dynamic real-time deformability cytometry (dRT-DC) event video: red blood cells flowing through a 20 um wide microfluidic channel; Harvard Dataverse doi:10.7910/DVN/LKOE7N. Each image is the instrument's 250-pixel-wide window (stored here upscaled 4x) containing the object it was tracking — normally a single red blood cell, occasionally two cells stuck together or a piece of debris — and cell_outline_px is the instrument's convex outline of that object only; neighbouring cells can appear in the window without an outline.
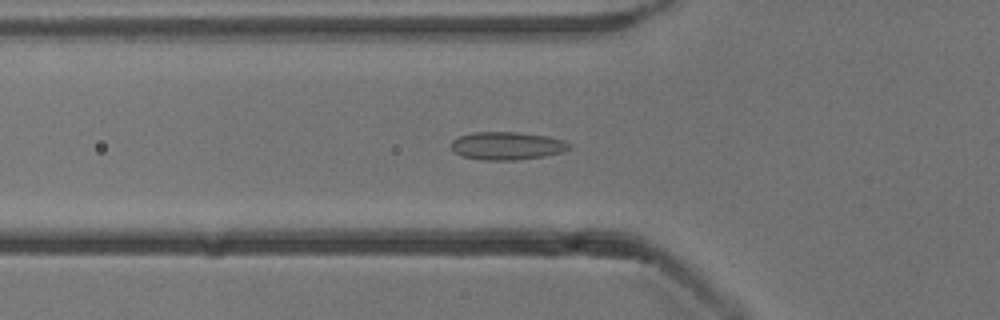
{"species": "common noctule bat (a hibernating species)", "species_latin": "Nyctalus noctula", "temperature_condition": "cold", "stored_images_in_passage": 53, "camera_frame_rate_fps": 3000, "um_per_image_px": 0.085, "animal": {"sex": "male", "body_mass_g": 13.3}, "frame": {"image": 1, "passage_image": 18, "time_ms": 5.667, "image_size_px": [1000, 320], "cell_outline_px": [[572, 148], [564, 152], [544, 156], [516, 160], [480, 160], [460, 156], [452, 148], [452, 140], [460, 136], [472, 132], [516, 132], [544, 136], [564, 140], [572, 144]], "centroid_in_image_um": [43.12, 12.4], "position_along_channel_um": 82.7, "area_um2": 19.31}}
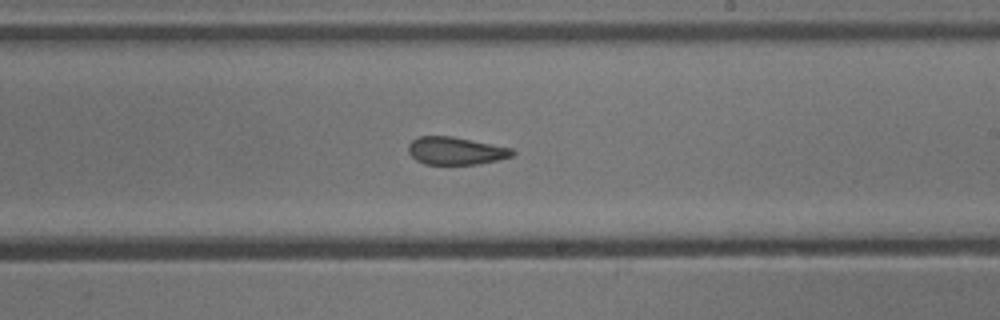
{"frame": {"image": 2, "passage_image": 31, "time_ms": 10.0, "image_size_px": [1000, 320], "cell_outline_px": [[516, 152], [512, 156], [500, 160], [476, 164], [424, 164], [416, 160], [408, 152], [408, 144], [412, 140], [420, 136], [452, 136], [512, 148]], "centroid_in_image_um": [38.74, 12.82], "position_along_channel_um": 250.3, "area_um2": 16.82}}
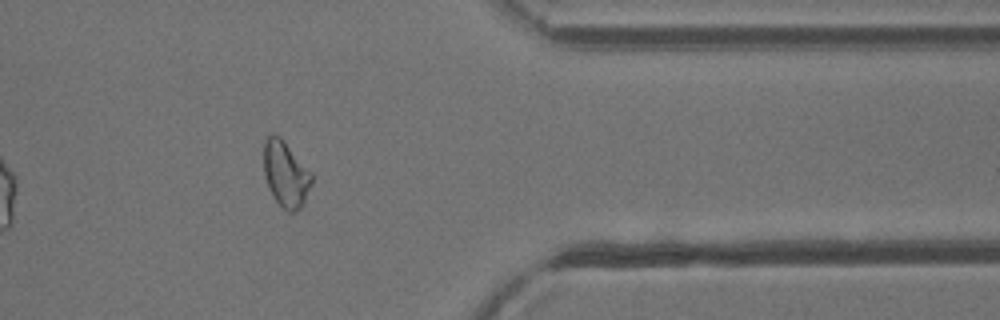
{"frame": {"image": 3, "passage_image": 43, "time_ms": 14.0, "image_size_px": [1000, 320], "cell_outline_px": [[312, 184], [300, 208], [296, 212], [288, 212], [276, 200], [268, 188], [264, 176], [264, 140], [272, 132], [280, 136], [312, 172]], "centroid_in_image_um": [24.28, 14.76], "position_along_channel_um": 387.1, "area_um2": 18.44}, "authors_computed_cell_mechanics": {"area_um2": 18.7272, "velocity_mm_per_s": 3.8408, "shape_relaxation_time_tau1_ms": null, "shape_relaxation_time_tau2_ms": 2.2692, "deformation_change_tau1": null, "deformation_change_tau2": 0.0615}}